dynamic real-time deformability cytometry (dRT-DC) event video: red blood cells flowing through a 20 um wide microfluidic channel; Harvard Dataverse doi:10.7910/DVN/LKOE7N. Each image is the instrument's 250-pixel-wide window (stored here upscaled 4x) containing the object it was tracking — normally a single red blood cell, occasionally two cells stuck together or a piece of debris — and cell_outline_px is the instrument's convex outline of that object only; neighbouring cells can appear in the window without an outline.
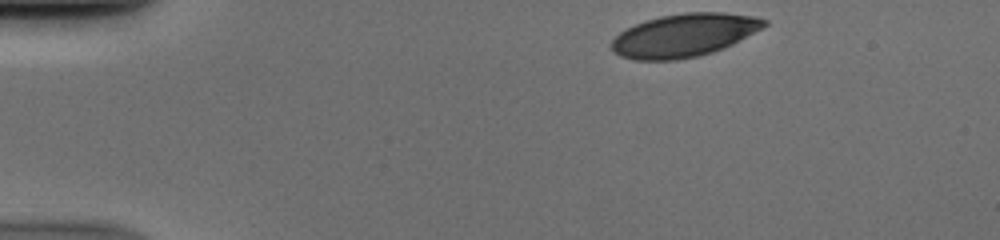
{"species": "human", "species_latin": "Homo sapiens", "temperature_condition": "cold", "stored_images_in_passage": 25, "camera_frame_rate_fps": 3000, "um_per_image_px": 0.085, "donor": {"sex": "male"}, "frame": {"image": 1, "passage_image": 1, "time_ms": 0.0, "image_size_px": [1000, 240], "cell_outline_px": [[768, 24], [732, 44], [724, 48], [712, 52], [696, 56], [676, 60], [636, 60], [620, 56], [612, 52], [612, 40], [620, 32], [644, 20], [660, 16], [684, 12], [724, 12], [756, 16], [768, 20]], "centroid_in_image_um": [58.15, 2.99], "position_along_channel_um": 26.9, "area_um2": 38.26}}
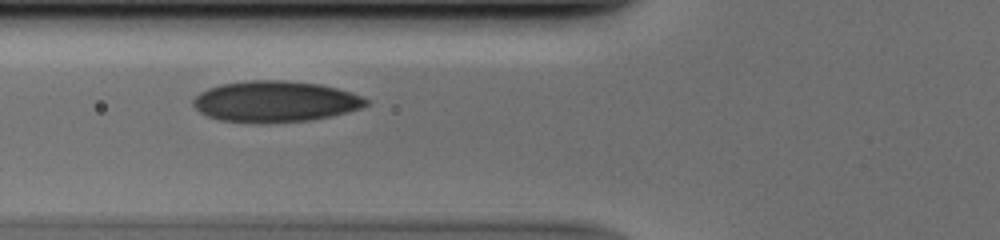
{"frame": {"image": 2, "passage_image": 13, "time_ms": 4.0, "image_size_px": [1000, 240], "cell_outline_px": [[368, 104], [360, 108], [332, 116], [308, 120], [268, 124], [260, 124], [220, 120], [208, 116], [200, 112], [192, 104], [192, 100], [200, 92], [208, 88], [220, 84], [252, 80], [284, 80], [320, 84], [352, 92], [364, 96], [368, 100]], "centroid_in_image_um": [23.39, 8.63], "position_along_channel_um": 102.4, "area_um2": 41.67}}
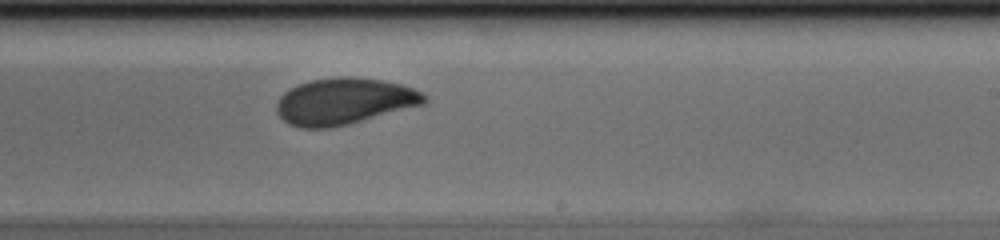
{"frame": {"image": 3, "passage_image": 25, "time_ms": 8.0, "image_size_px": [1000, 240], "cell_outline_px": [[428, 100], [424, 104], [348, 124], [328, 128], [300, 128], [288, 124], [276, 112], [276, 104], [280, 96], [288, 88], [312, 80], [340, 76], [352, 76], [384, 80], [400, 84], [424, 92], [428, 96]], "centroid_in_image_um": [29.26, 8.6], "position_along_channel_um": 259.7, "area_um2": 40.17}}